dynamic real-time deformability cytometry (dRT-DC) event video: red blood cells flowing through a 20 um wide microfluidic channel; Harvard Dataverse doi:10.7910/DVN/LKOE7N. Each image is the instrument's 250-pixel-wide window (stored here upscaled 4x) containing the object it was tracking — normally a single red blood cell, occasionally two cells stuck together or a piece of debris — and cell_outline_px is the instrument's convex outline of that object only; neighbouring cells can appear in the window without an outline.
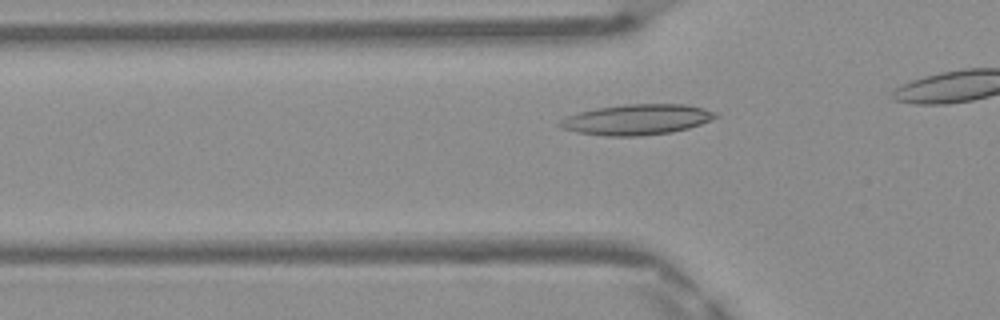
{"species": "Egyptian fruit bat (a non-hibernating species)", "species_latin": "Rousettus aegyptiacus", "temperature_condition": "warm", "stored_images_in_passage": 10, "camera_frame_rate_fps": 3000, "um_per_image_px": 0.085, "frame": {"image": 1, "passage_image": 5, "time_ms": 1.333, "image_size_px": [1000, 320], "cell_outline_px": [[720, 116], [700, 124], [688, 128], [672, 132], [640, 136], [604, 136], [580, 132], [560, 128], [556, 124], [556, 120], [580, 112], [596, 108], [624, 104], [684, 104], [704, 108], [720, 112]], "centroid_in_image_um": [54.14, 10.16], "position_along_channel_um": 71.7, "area_um2": 27.92}}
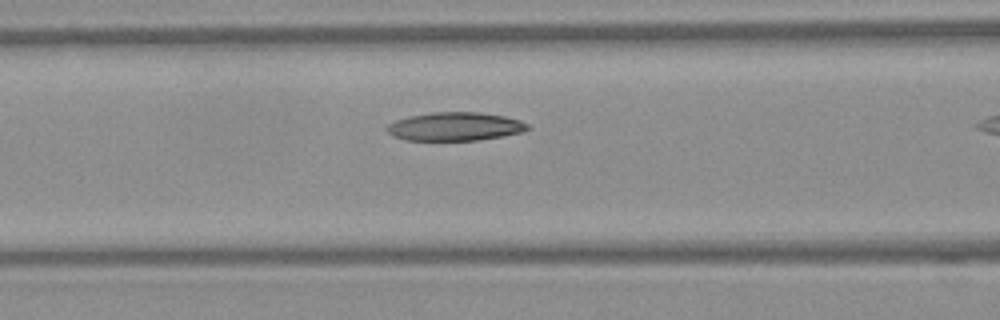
{"frame": {"image": 2, "passage_image": 9, "time_ms": 2.667, "image_size_px": [1000, 320], "cell_outline_px": [[532, 128], [520, 132], [500, 136], [476, 140], [404, 140], [388, 132], [384, 128], [388, 124], [396, 120], [408, 116], [432, 112], [480, 112], [504, 116], [520, 120], [528, 124]], "centroid_in_image_um": [38.66, 10.74], "position_along_channel_um": 127.9, "area_um2": 23.24}}